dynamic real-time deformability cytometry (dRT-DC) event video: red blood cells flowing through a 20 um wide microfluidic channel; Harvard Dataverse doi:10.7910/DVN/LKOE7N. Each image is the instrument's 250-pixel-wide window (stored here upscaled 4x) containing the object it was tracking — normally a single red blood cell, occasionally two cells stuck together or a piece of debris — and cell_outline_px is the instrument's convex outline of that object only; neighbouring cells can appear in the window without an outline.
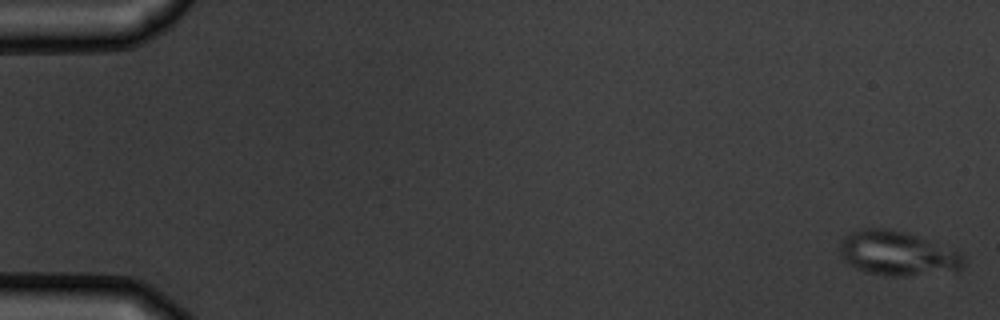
{"species": "common noctule bat (a hibernating species)", "species_latin": "Nyctalus noctula", "temperature_condition": "warm", "stored_images_in_passage": 6, "segment_of_instrument_passage": [2, 2], "camera_frame_rate_fps": 3000, "um_per_image_px": 0.085, "animal": {"sex": "male", "body_mass_g": 19.5, "forearm_length_mm": 54.6}, "frame": {"image": 1, "passage_image": 6, "time_ms": 6.667, "image_size_px": [1000, 320], "cell_outline_px": [[964, 264], [956, 272], [900, 276], [884, 276], [864, 272], [848, 264], [844, 260], [840, 252], [840, 240], [848, 232], [860, 228], [884, 228], [904, 232], [916, 236], [960, 252], [964, 256]], "centroid_in_image_um": [76.25, 21.55], "position_along_channel_um": 8.8, "area_um2": 32.25}}